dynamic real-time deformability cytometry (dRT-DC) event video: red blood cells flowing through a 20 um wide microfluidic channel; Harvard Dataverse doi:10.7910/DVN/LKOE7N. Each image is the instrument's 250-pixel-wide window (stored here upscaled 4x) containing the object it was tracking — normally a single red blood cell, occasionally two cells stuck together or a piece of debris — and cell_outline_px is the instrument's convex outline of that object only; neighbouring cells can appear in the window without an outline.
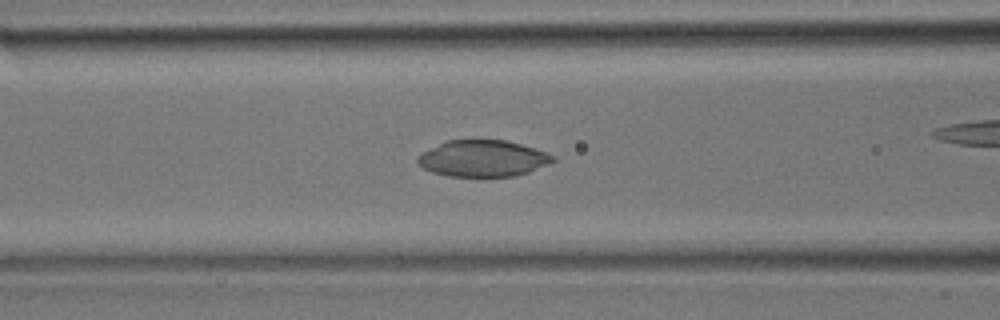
{"species": "common noctule bat (a hibernating species)", "species_latin": "Nyctalus noctula", "temperature_condition": "room temperature", "stored_images_in_passage": 19, "camera_frame_rate_fps": 3000, "um_per_image_px": 0.085, "animal": {"sex": "male", "body_mass_g": 17.9}, "frame": {"image": 1, "passage_image": 6, "time_ms": 1.667, "image_size_px": [1000, 320], "cell_outline_px": [[556, 160], [548, 164], [528, 172], [516, 176], [448, 176], [432, 172], [424, 168], [416, 160], [416, 156], [420, 152], [448, 140], [472, 136], [476, 136], [504, 140], [520, 144], [548, 152], [556, 156]], "centroid_in_image_um": [41.03, 13.41], "position_along_channel_um": 125.6, "area_um2": 29.59}}